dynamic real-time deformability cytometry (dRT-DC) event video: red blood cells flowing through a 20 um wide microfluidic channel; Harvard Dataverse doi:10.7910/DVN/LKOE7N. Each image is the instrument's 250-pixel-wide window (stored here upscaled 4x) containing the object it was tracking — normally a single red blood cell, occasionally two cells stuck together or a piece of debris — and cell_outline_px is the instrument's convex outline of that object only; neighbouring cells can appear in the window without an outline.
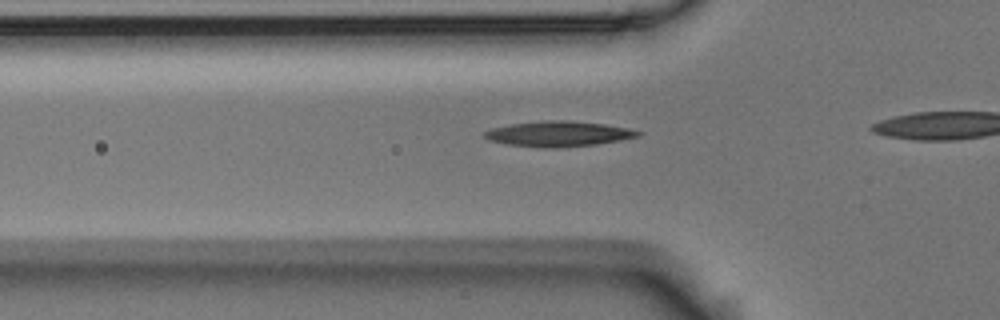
{"species": "Egyptian fruit bat (a non-hibernating species)", "species_latin": "Rousettus aegyptiacus", "temperature_condition": "room temperature", "stored_images_in_passage": 28, "camera_frame_rate_fps": 3000, "um_per_image_px": 0.085, "animal": {"sex": "male"}, "frame": {"image": 1, "passage_image": 2, "time_ms": 0.333, "image_size_px": [1000, 320], "cell_outline_px": [[644, 132], [640, 136], [620, 140], [596, 144], [552, 148], [544, 148], [508, 144], [488, 140], [484, 136], [484, 132], [492, 128], [512, 124], [548, 120], [564, 120], [604, 124], [628, 128]], "centroid_in_image_um": [47.49, 11.38], "position_along_channel_um": 78.3, "area_um2": 22.43}}
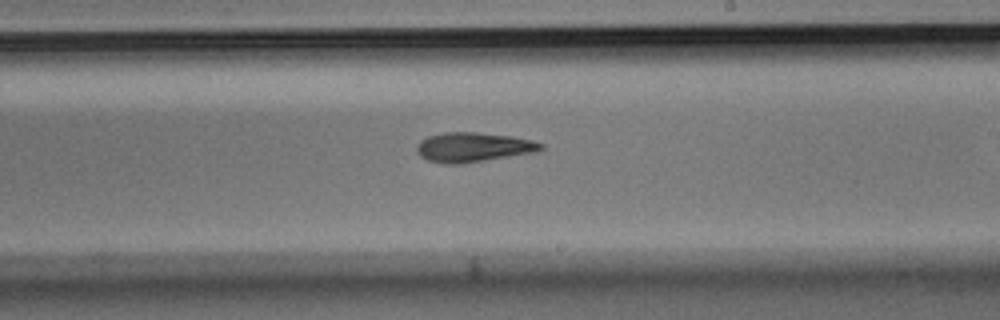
{"frame": {"image": 2, "passage_image": 16, "time_ms": 5.0, "image_size_px": [1000, 320], "cell_outline_px": [[544, 148], [536, 152], [460, 164], [444, 164], [428, 160], [420, 156], [416, 152], [416, 148], [420, 140], [428, 136], [444, 132], [476, 132], [512, 136], [532, 140], [544, 144]], "centroid_in_image_um": [40.21, 12.51], "position_along_channel_um": 248.8, "area_um2": 21.44}}
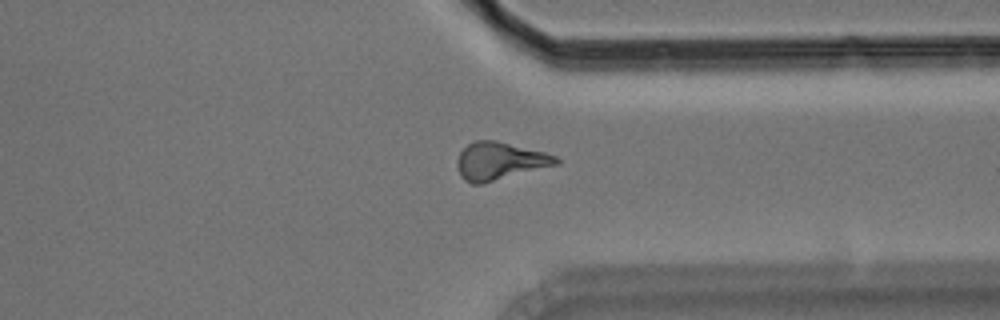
{"frame": {"image": 3, "passage_image": 26, "time_ms": 8.333, "image_size_px": [1000, 320], "cell_outline_px": [[560, 164], [484, 184], [472, 184], [464, 180], [460, 176], [456, 164], [456, 160], [460, 152], [472, 140], [496, 140], [544, 152], [556, 156], [560, 160]], "centroid_in_image_um": [42.46, 13.7], "position_along_channel_um": 368.9, "area_um2": 22.08}}